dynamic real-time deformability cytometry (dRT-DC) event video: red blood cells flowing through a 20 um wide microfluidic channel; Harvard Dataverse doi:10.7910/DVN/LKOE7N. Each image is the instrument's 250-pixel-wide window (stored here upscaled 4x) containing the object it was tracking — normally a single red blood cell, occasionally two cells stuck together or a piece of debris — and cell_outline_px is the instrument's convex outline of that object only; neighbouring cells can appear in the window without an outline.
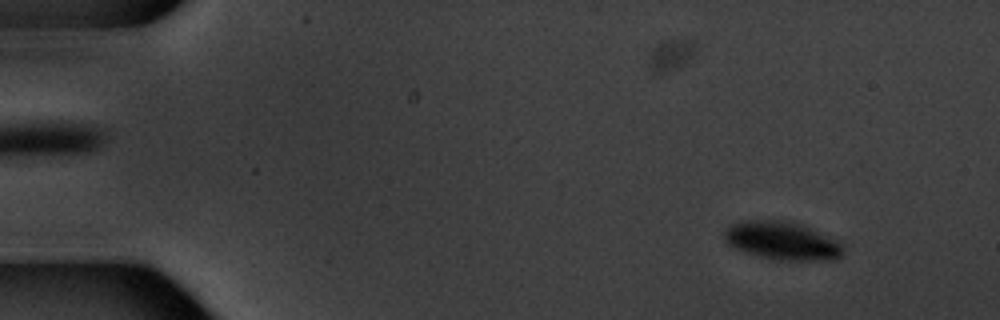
{"species": "common noctule bat (a hibernating species)", "species_latin": "Nyctalus noctula", "temperature_condition": "warm", "stored_images_in_passage": 4, "camera_frame_rate_fps": 3000, "um_per_image_px": 0.085, "animal": {"sex": "male", "body_mass_g": 20.1, "forearm_length_mm": 53.5}, "frame": {"image": 1, "passage_image": 1, "time_ms": 0.0, "image_size_px": [1000, 320], "cell_outline_px": [[840, 256], [832, 260], [772, 260], [736, 248], [728, 244], [724, 240], [724, 232], [732, 224], [744, 220], [788, 220], [800, 224], [836, 240], [840, 244]], "centroid_in_image_um": [66.43, 20.46], "position_along_channel_um": 18.6, "area_um2": 25.95}}
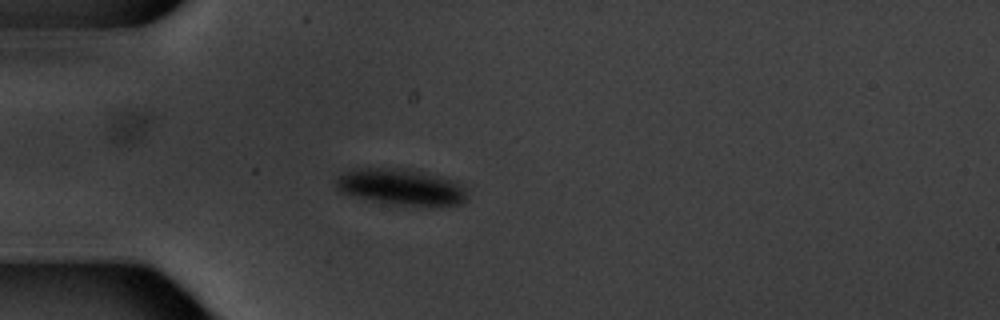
{"frame": {"image": 2, "passage_image": 4, "time_ms": 3.667, "image_size_px": [1000, 320], "cell_outline_px": [[468, 196], [460, 204], [432, 208], [392, 204], [352, 196], [340, 192], [336, 188], [332, 180], [336, 176], [352, 168], [404, 168], [420, 172], [448, 180], [460, 184], [464, 188]], "centroid_in_image_um": [34.01, 15.92], "position_along_channel_um": 51.0, "area_um2": 28.09}}